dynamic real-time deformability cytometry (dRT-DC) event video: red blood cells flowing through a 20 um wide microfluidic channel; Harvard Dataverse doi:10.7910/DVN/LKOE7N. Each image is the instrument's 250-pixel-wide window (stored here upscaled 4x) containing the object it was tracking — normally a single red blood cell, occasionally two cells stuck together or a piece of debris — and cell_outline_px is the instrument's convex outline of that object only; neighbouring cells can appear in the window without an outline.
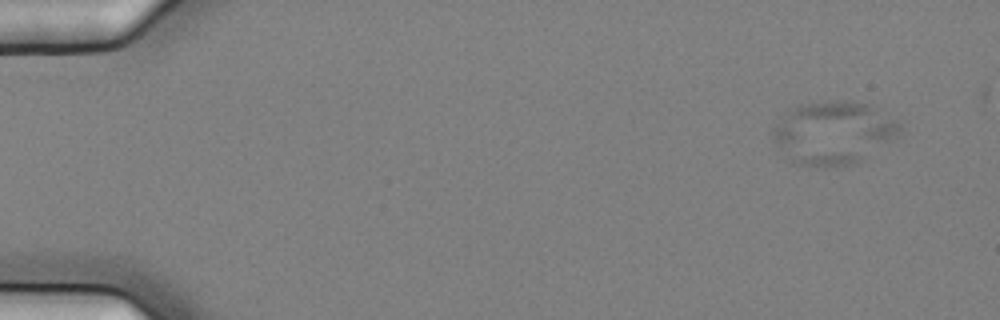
{"species": "common noctule bat (a hibernating species)", "species_latin": "Nyctalus noctula", "temperature_condition": "cold", "stored_images_in_passage": 7, "camera_frame_rate_fps": 3000, "um_per_image_px": 0.085, "animal": {"sex": "female", "body_mass_g": 25.1}, "frame": {"image": 1, "passage_image": 2, "time_ms": 0.333, "image_size_px": [1000, 320], "cell_outline_px": [[900, 136], [856, 160], [848, 164], [816, 168], [796, 164], [784, 160], [772, 140], [772, 128], [792, 108], [800, 104], [828, 100], [852, 100], [872, 104], [896, 120], [900, 124]], "centroid_in_image_um": [70.77, 11.27], "position_along_channel_um": 14.2, "area_um2": 46.99}}